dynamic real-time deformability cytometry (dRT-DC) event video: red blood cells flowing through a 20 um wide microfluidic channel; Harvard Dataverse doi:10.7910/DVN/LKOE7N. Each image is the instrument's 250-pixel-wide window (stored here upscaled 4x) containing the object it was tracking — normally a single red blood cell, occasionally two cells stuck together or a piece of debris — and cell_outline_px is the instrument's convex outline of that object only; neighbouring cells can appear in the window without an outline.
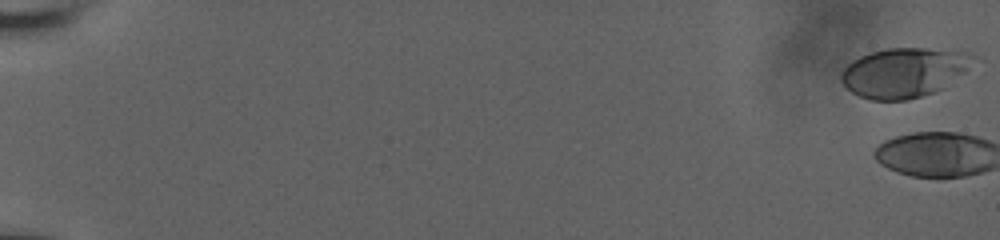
{"species": "human", "species_latin": "Homo sapiens", "temperature_condition": "room temperature", "stored_images_in_passage": 4, "camera_frame_rate_fps": 3000, "um_per_image_px": 0.085, "donor": {"sex": "male"}, "frame": {"image": 1, "passage_image": 1, "time_ms": 0.0, "image_size_px": [1000, 240], "cell_outline_px": [[968, 52], [964, 72], [944, 88], [908, 100], [872, 100], [860, 96], [852, 92], [840, 80], [840, 76], [844, 68], [852, 60], [868, 52], [884, 48], [928, 48]], "centroid_in_image_um": [76.73, 6.17], "position_along_channel_um": 8.3, "area_um2": 37.45}}